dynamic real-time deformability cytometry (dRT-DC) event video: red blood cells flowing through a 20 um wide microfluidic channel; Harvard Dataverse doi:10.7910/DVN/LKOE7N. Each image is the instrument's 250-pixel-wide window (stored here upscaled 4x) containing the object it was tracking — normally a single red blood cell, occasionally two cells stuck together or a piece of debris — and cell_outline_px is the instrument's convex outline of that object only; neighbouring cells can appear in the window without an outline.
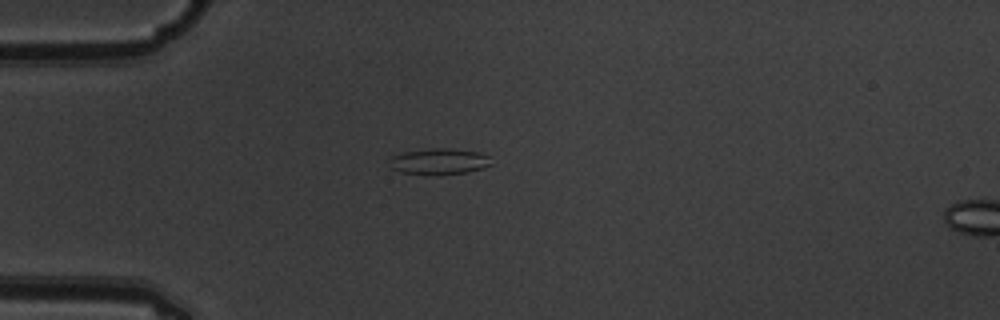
{"species": "common noctule bat (a hibernating species)", "species_latin": "Nyctalus noctula", "temperature_condition": "warm", "stored_images_in_passage": 2, "camera_frame_rate_fps": 3000, "um_per_image_px": 0.085, "animal": {"sex": "male", "body_mass_g": 19.5, "forearm_length_mm": 54.6}, "frame": {"image": 1, "passage_image": 1, "time_ms": 0.0, "image_size_px": [1000, 320], "cell_outline_px": [[492, 164], [484, 168], [468, 172], [440, 176], [400, 172], [392, 168], [392, 156], [404, 152], [432, 148], [448, 148], [476, 152], [488, 156]], "centroid_in_image_um": [37.36, 13.74], "position_along_channel_um": 47.6, "area_um2": 15.43}}